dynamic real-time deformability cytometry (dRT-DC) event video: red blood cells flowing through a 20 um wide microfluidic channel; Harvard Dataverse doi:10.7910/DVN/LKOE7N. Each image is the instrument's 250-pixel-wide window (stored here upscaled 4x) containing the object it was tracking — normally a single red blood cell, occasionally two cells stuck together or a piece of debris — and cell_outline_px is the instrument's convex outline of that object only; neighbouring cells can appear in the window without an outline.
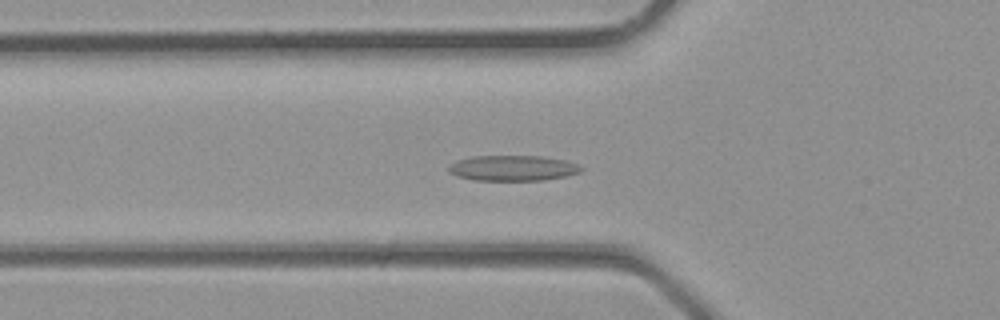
{"species": "common noctule bat (a hibernating species)", "species_latin": "Nyctalus noctula", "temperature_condition": "room temperature", "stored_images_in_passage": 36, "segment_of_instrument_passage": [1, 2], "camera_frame_rate_fps": 3000, "um_per_image_px": 0.085, "animal": {"sex": "male", "body_mass_g": 23.1, "forearm_length_mm": 52.7}, "frame": {"image": 1, "passage_image": 12, "time_ms": 3.667, "image_size_px": [1000, 320], "cell_outline_px": [[584, 168], [580, 172], [564, 176], [544, 180], [476, 180], [456, 176], [448, 172], [448, 168], [452, 164], [460, 160], [472, 156], [544, 156], [564, 160], [576, 164]], "centroid_in_image_um": [43.59, 14.29], "position_along_channel_um": 82.2, "area_um2": 19.48}}
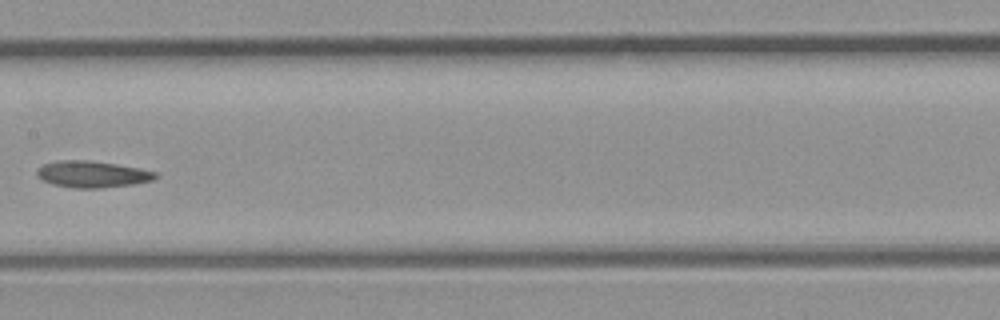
{"frame": {"image": 2, "passage_image": 18, "time_ms": 5.667, "image_size_px": [1000, 320], "cell_outline_px": [[160, 176], [152, 180], [132, 184], [100, 188], [72, 188], [52, 184], [36, 176], [36, 168], [44, 164], [60, 160], [88, 160], [116, 164], [140, 168], [156, 172]], "centroid_in_image_um": [7.83, 14.8], "position_along_channel_um": 199.6, "area_um2": 18.38}}
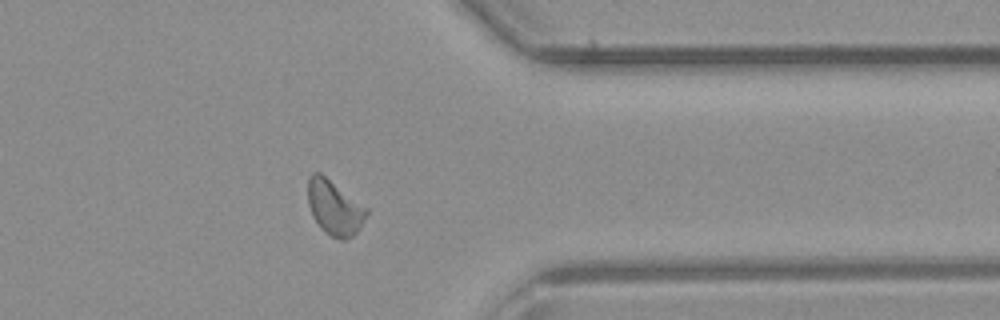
{"frame": {"image": 3, "passage_image": 28, "time_ms": 9.0, "image_size_px": [1000, 320], "cell_outline_px": [[368, 212], [360, 228], [352, 236], [344, 240], [340, 240], [324, 232], [320, 228], [312, 216], [308, 204], [308, 176], [312, 172], [320, 172], [368, 208]], "centroid_in_image_um": [28.41, 17.64], "position_along_channel_um": 383.0, "area_um2": 18.79}}